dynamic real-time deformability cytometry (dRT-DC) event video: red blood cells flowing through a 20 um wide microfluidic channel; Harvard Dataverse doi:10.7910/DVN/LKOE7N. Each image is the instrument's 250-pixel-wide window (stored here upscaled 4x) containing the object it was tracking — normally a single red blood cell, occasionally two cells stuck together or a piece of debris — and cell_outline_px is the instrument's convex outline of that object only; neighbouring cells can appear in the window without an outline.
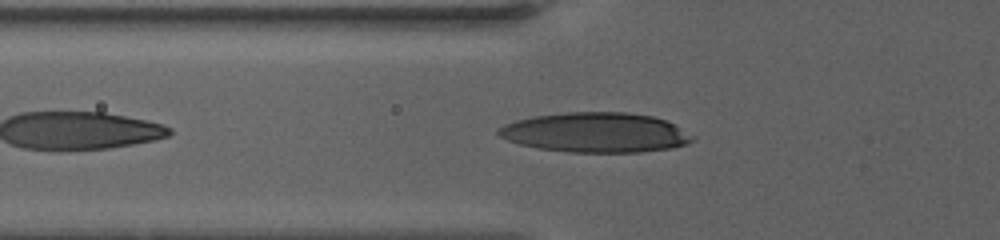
{"species": "human", "species_latin": "Homo sapiens", "temperature_condition": "warm", "stored_images_in_passage": 17, "camera_frame_rate_fps": 3000, "um_per_image_px": 0.085, "donor": {"sex": "female"}, "frame": {"image": 1, "passage_image": 15, "time_ms": 8.0, "image_size_px": [1000, 240], "cell_outline_px": [[696, 136], [692, 140], [684, 144], [672, 148], [640, 152], [568, 152], [536, 148], [520, 144], [508, 140], [500, 136], [496, 132], [496, 128], [504, 124], [516, 120], [532, 116], [568, 112], [624, 112], [652, 116], [664, 120]], "centroid_in_image_um": [50.58, 11.26], "position_along_channel_um": 75.2, "area_um2": 44.97}}
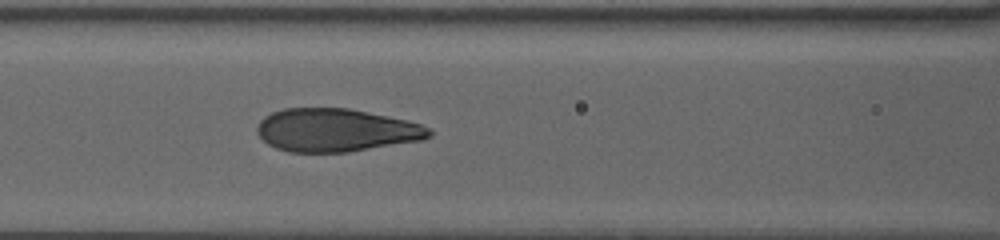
{"frame": {"image": 2, "passage_image": 17, "time_ms": 10.0, "image_size_px": [1000, 240], "cell_outline_px": [[432, 136], [424, 140], [348, 152], [288, 152], [276, 148], [268, 144], [256, 132], [256, 128], [260, 120], [264, 116], [272, 112], [284, 108], [348, 108], [408, 120], [420, 124], [428, 128], [432, 132]], "centroid_in_image_um": [28.56, 11.06], "position_along_channel_um": 138.0, "area_um2": 43.35}}